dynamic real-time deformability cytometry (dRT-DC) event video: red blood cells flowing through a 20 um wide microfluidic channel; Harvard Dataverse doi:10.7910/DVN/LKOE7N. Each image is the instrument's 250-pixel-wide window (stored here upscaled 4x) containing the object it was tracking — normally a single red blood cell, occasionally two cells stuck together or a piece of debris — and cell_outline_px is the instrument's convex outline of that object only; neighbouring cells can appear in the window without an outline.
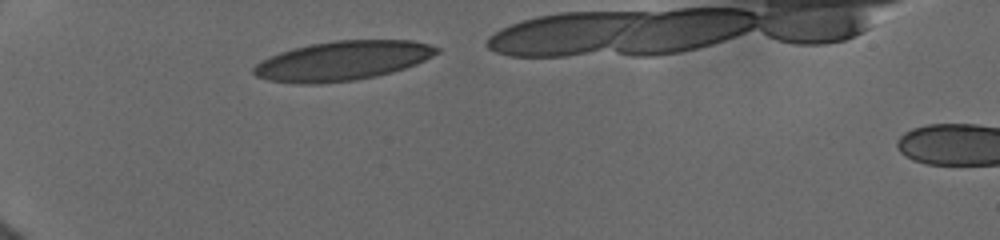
{"species": "human", "species_latin": "Homo sapiens", "temperature_condition": "cold", "stored_images_in_passage": 3, "camera_frame_rate_fps": 3000, "um_per_image_px": 0.085, "donor": {"sex": "female"}, "frame": {"image": 1, "passage_image": 1, "time_ms": 0.0, "image_size_px": [1000, 240], "cell_outline_px": [[440, 52], [416, 64], [392, 72], [376, 76], [356, 80], [316, 84], [300, 84], [268, 80], [256, 76], [252, 72], [252, 68], [260, 60], [280, 52], [292, 48], [312, 44], [336, 40], [412, 40], [428, 44], [440, 48]], "centroid_in_image_um": [29.09, 5.17], "position_along_channel_um": 55.9, "area_um2": 42.08}}